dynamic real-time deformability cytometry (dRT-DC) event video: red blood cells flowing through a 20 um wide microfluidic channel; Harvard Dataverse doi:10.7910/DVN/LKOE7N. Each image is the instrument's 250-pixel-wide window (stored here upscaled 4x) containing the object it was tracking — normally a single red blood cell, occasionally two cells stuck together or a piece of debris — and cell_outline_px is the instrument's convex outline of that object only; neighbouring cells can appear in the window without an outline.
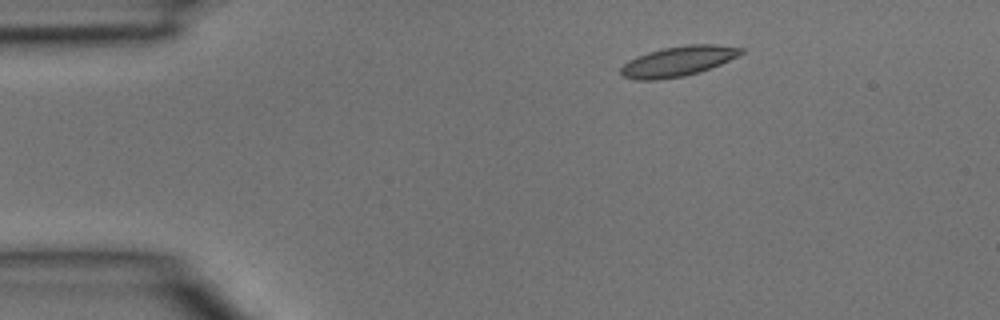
{"species": "common noctule bat (a hibernating species)", "species_latin": "Nyctalus noctula", "temperature_condition": "room temperature", "stored_images_in_passage": 4, "camera_frame_rate_fps": 3000, "um_per_image_px": 0.085, "animal": {"sex": "male", "body_mass_g": 15.6}, "frame": {"image": 1, "passage_image": 2, "time_ms": 0.333, "image_size_px": [1000, 320], "cell_outline_px": [[744, 52], [720, 64], [700, 72], [684, 76], [656, 80], [636, 80], [624, 76], [620, 72], [620, 68], [628, 60], [636, 56], [648, 52], [664, 48], [688, 44], [716, 44], [744, 48]], "centroid_in_image_um": [57.62, 5.2], "position_along_channel_um": 27.4, "area_um2": 20.98}}
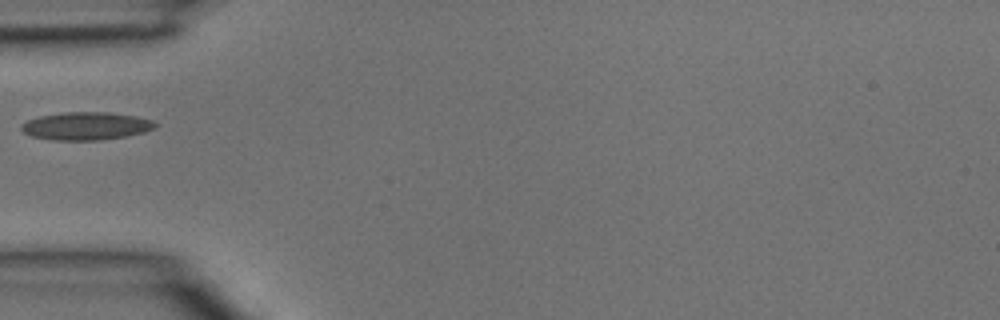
{"frame": {"image": 2, "passage_image": 4, "time_ms": 1.0, "image_size_px": [1000, 320], "cell_outline_px": [[156, 128], [144, 132], [124, 136], [100, 140], [52, 140], [32, 136], [24, 132], [20, 128], [20, 124], [28, 120], [40, 116], [64, 112], [108, 112], [136, 116], [152, 120], [156, 124]], "centroid_in_image_um": [7.3, 10.71], "position_along_channel_um": 77.7, "area_um2": 21.68}}